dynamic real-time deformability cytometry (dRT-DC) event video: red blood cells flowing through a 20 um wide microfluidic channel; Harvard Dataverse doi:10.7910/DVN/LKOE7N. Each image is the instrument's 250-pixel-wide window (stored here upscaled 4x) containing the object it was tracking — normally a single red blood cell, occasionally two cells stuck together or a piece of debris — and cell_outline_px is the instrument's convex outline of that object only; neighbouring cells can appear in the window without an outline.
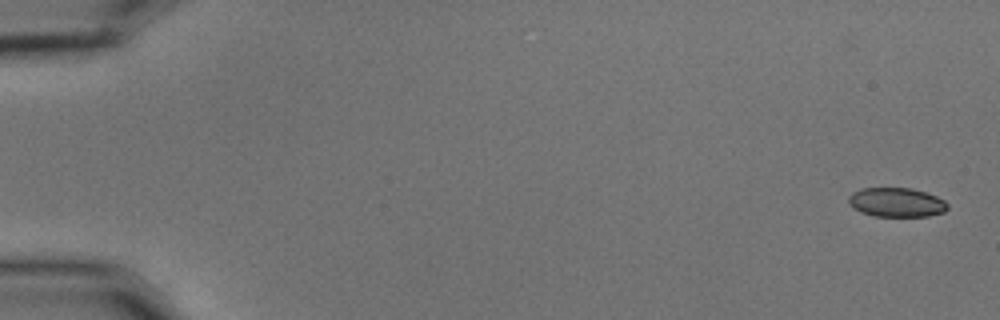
{"species": "common noctule bat (a hibernating species)", "species_latin": "Nyctalus noctula", "temperature_condition": "cold", "stored_images_in_passage": 56, "camera_frame_rate_fps": 3000, "um_per_image_px": 0.085, "animal": {"sex": "male", "body_mass_g": 15.6}, "frame": {"image": 1, "passage_image": 1, "time_ms": 0.0, "image_size_px": [1000, 320], "cell_outline_px": [[948, 208], [944, 212], [928, 216], [872, 216], [860, 212], [852, 208], [848, 200], [848, 196], [852, 192], [860, 188], [912, 188], [936, 196], [944, 200], [948, 204]], "centroid_in_image_um": [76.17, 17.2], "position_along_channel_um": 8.8, "area_um2": 16.99}}
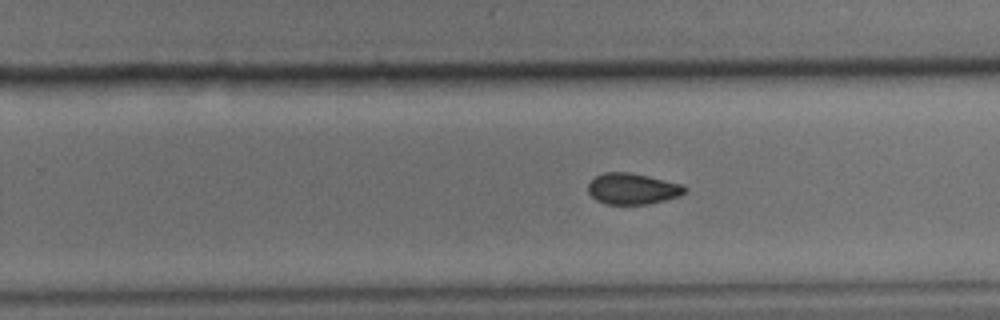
{"frame": {"image": 2, "passage_image": 36, "time_ms": 11.667, "image_size_px": [1000, 320], "cell_outline_px": [[688, 188], [680, 196], [648, 204], [604, 204], [596, 200], [588, 192], [588, 184], [596, 176], [604, 172], [628, 172], [648, 176], [684, 184]], "centroid_in_image_um": [53.78, 16.04], "position_along_channel_um": 276.0, "area_um2": 17.57}}
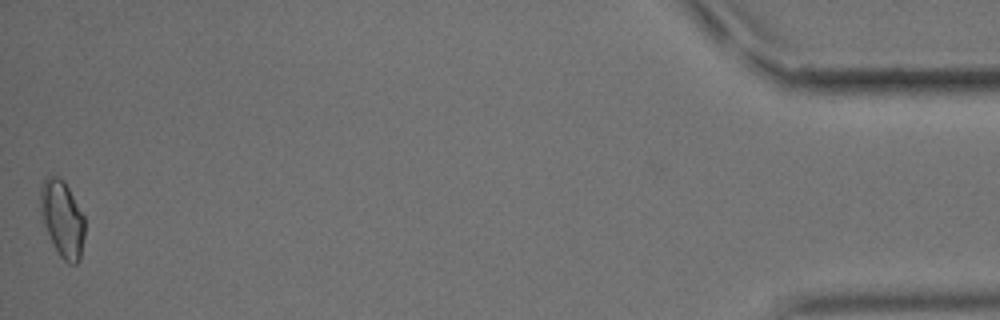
{"frame": {"image": 3, "passage_image": 56, "time_ms": 18.333, "image_size_px": [1000, 320], "cell_outline_px": [[84, 236], [80, 260], [76, 264], [68, 264], [60, 256], [48, 232], [40, 212], [40, 188], [44, 180], [48, 176], [60, 176], [64, 180], [84, 216]], "centroid_in_image_um": [5.31, 18.58], "position_along_channel_um": 429.9, "area_um2": 19.54}, "authors_computed_cell_mechanics": {"area_um2": 18.0336, "velocity_mm_per_s": 3.5827, "shape_relaxation_time_tau1_ms": 10.9303, "shape_relaxation_time_tau2_ms": 3.1444, "deformation_change_tau1": 0.1474, "deformation_change_tau2": 0.0603}}